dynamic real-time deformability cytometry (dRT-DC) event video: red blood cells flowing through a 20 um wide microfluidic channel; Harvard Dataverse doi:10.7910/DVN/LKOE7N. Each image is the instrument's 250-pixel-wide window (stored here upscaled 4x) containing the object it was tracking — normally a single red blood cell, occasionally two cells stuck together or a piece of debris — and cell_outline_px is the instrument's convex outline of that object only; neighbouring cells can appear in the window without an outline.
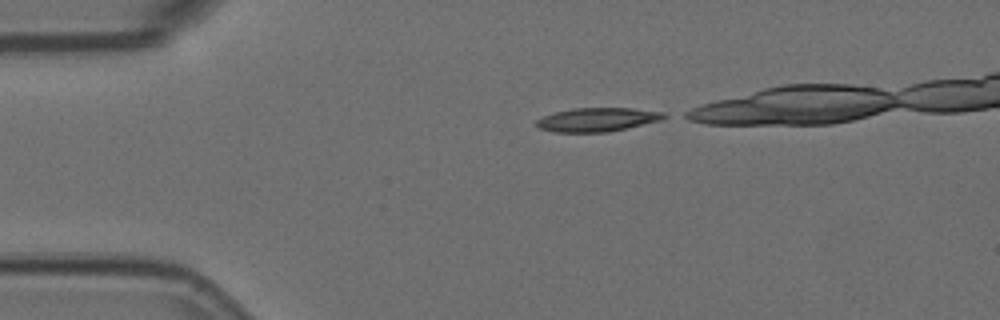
{"species": "Egyptian fruit bat (a non-hibernating species)", "species_latin": "Rousettus aegyptiacus", "temperature_condition": "room temperature", "stored_images_in_passage": 14, "camera_frame_rate_fps": 3000, "um_per_image_px": 0.085, "animal": {"sex": "female"}, "frame": {"image": 1, "passage_image": 1, "time_ms": 0.0, "image_size_px": [1000, 320], "cell_outline_px": [[668, 116], [660, 120], [608, 132], [556, 132], [536, 128], [532, 124], [536, 120], [544, 116], [556, 112], [572, 108], [632, 108], [664, 112]], "centroid_in_image_um": [50.71, 10.17], "position_along_channel_um": 34.3, "area_um2": 17.69}}
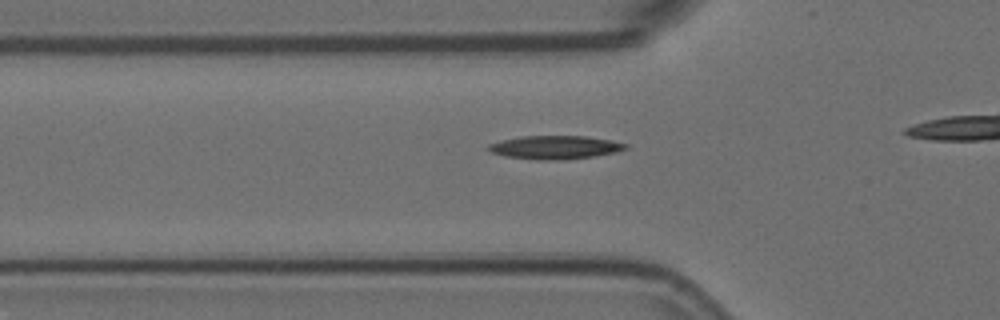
{"frame": {"image": 2, "passage_image": 8, "time_ms": 2.333, "image_size_px": [1000, 320], "cell_outline_px": [[628, 148], [616, 152], [592, 156], [564, 160], [540, 160], [504, 156], [492, 152], [488, 148], [488, 144], [500, 140], [520, 136], [588, 136], [612, 140], [628, 144]], "centroid_in_image_um": [47.19, 12.52], "position_along_channel_um": 78.6, "area_um2": 18.79}}
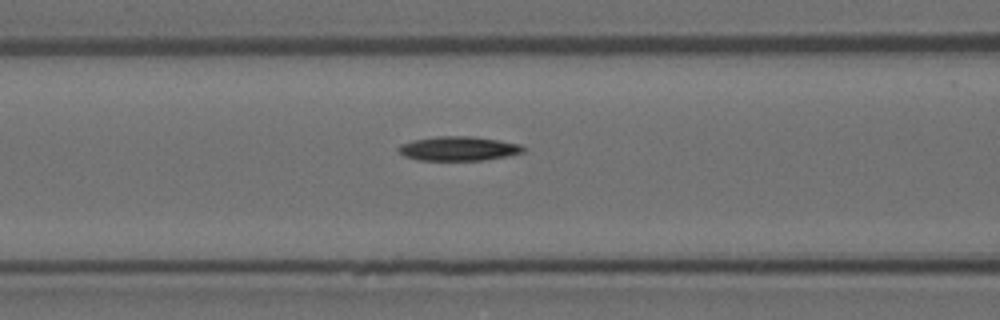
{"frame": {"image": 3, "passage_image": 12, "time_ms": 3.667, "image_size_px": [1000, 320], "cell_outline_px": [[524, 152], [484, 160], [416, 160], [404, 156], [396, 148], [400, 144], [412, 140], [436, 136], [472, 136], [500, 140], [520, 144], [524, 148]], "centroid_in_image_um": [38.93, 12.62], "position_along_channel_um": 127.7, "area_um2": 17.69}}